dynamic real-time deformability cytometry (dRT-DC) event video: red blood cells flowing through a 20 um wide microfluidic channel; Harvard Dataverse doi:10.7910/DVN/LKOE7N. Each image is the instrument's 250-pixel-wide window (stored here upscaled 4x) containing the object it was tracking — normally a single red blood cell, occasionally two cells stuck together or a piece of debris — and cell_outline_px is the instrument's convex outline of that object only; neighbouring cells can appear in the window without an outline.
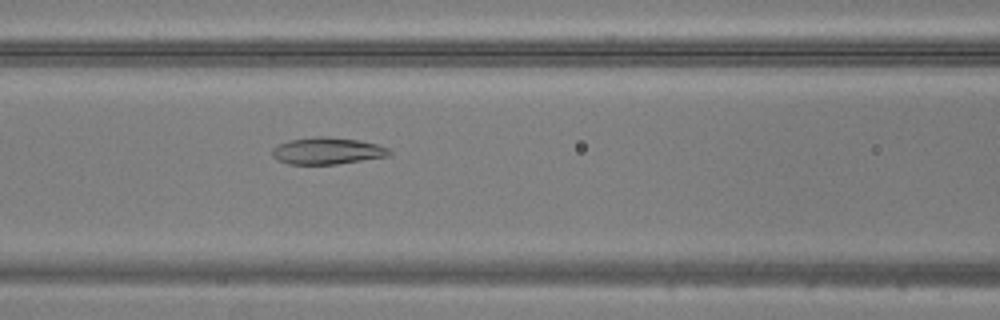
{"species": "common noctule bat (a hibernating species)", "species_latin": "Nyctalus noctula", "temperature_condition": "warm", "stored_images_in_passage": 49, "camera_frame_rate_fps": 3000, "um_per_image_px": 0.085, "animal": {"sex": "male", "body_mass_g": 20.5, "forearm_length_mm": 52.5}, "frame": {"image": 1, "passage_image": 21, "time_ms": 6.667, "image_size_px": [1000, 320], "cell_outline_px": [[392, 152], [388, 156], [336, 164], [288, 164], [276, 160], [272, 156], [272, 148], [288, 140], [316, 136], [328, 136], [356, 140], [376, 144], [388, 148]], "centroid_in_image_um": [27.77, 12.82], "position_along_channel_um": 138.8, "area_um2": 18.26}}
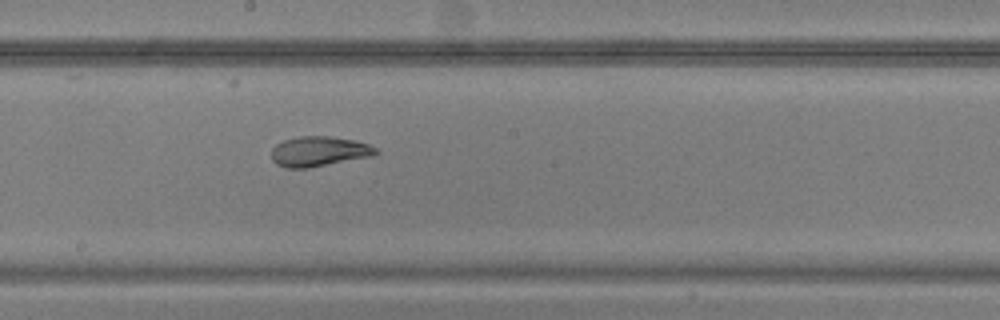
{"frame": {"image": 2, "passage_image": 27, "time_ms": 8.667, "image_size_px": [1000, 320], "cell_outline_px": [[380, 152], [372, 156], [308, 168], [288, 168], [276, 164], [272, 160], [272, 148], [276, 144], [284, 140], [300, 136], [328, 136], [356, 140], [368, 144], [376, 148]], "centroid_in_image_um": [27.12, 12.87], "position_along_channel_um": 221.1, "area_um2": 18.26}}
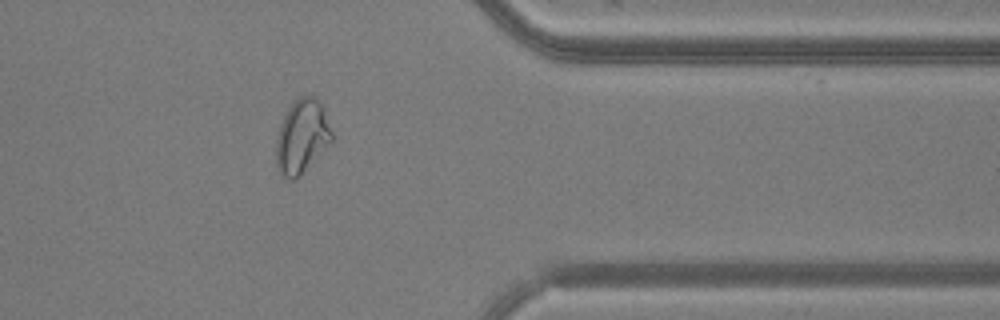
{"frame": {"image": 3, "passage_image": 40, "time_ms": 13.0, "image_size_px": [1000, 320], "cell_outline_px": [[332, 140], [300, 176], [296, 180], [288, 180], [280, 172], [276, 164], [276, 136], [284, 116], [288, 108], [300, 96], [316, 96], [324, 108], [332, 132]], "centroid_in_image_um": [25.65, 11.61], "position_along_channel_um": 385.7, "area_um2": 23.81}}